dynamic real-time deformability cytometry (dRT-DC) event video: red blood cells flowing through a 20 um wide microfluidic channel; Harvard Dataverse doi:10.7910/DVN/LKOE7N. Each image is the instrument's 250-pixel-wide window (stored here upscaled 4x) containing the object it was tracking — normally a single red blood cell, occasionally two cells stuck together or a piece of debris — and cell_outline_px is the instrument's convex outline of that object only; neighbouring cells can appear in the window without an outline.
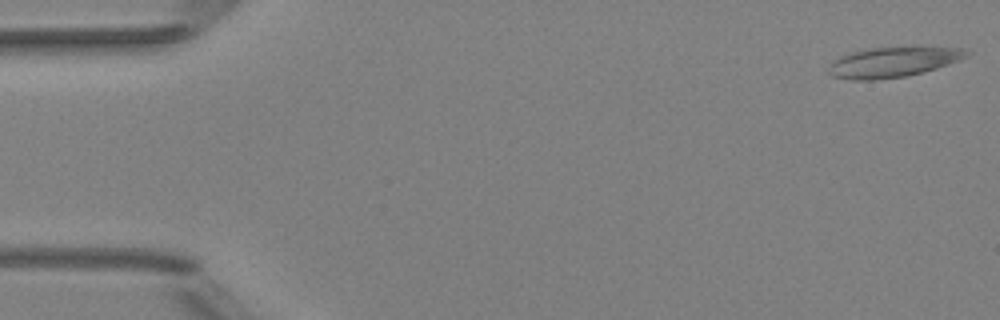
{"species": "Egyptian fruit bat (a non-hibernating species)", "species_latin": "Rousettus aegyptiacus", "temperature_condition": "room temperature", "stored_images_in_passage": 51, "camera_frame_rate_fps": 3000, "um_per_image_px": 0.085, "animal": {"sex": "female"}, "frame": {"image": 1, "passage_image": 1, "time_ms": 0.0, "image_size_px": [1000, 320], "cell_outline_px": [[972, 52], [968, 56], [936, 68], [908, 76], [876, 80], [852, 80], [832, 76], [828, 72], [828, 68], [832, 60], [840, 56], [852, 52], [872, 48], [964, 48]], "centroid_in_image_um": [75.85, 5.3], "position_along_channel_um": 9.2, "area_um2": 23.87}}
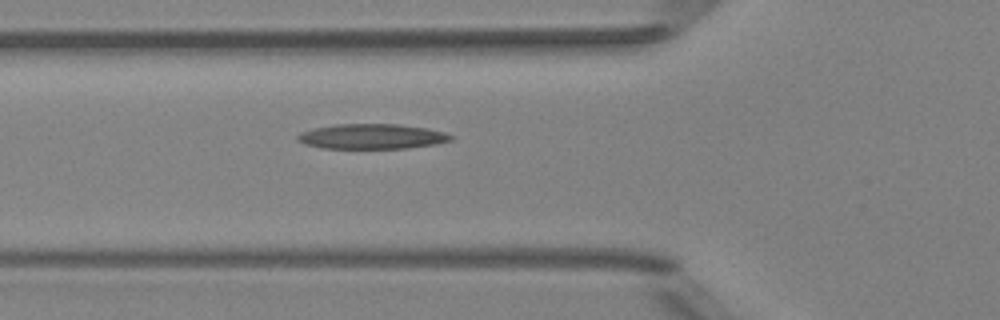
{"frame": {"image": 2, "passage_image": 18, "time_ms": 5.667, "image_size_px": [1000, 320], "cell_outline_px": [[456, 136], [452, 140], [436, 144], [404, 148], [320, 148], [304, 144], [296, 140], [296, 136], [300, 132], [316, 128], [336, 124], [400, 124], [424, 128], [444, 132]], "centroid_in_image_um": [31.6, 11.6], "position_along_channel_um": 94.2, "area_um2": 22.37}}
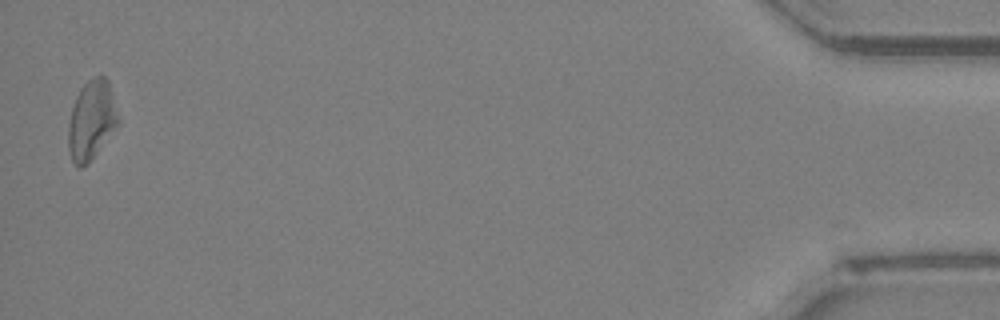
{"frame": {"image": 3, "passage_image": 50, "time_ms": 16.333, "image_size_px": [1000, 320], "cell_outline_px": [[120, 124], [88, 164], [80, 168], [72, 160], [68, 148], [68, 124], [72, 108], [76, 96], [80, 88], [92, 76], [104, 76], [108, 80], [120, 120]], "centroid_in_image_um": [7.79, 10.21], "position_along_channel_um": 427.4, "area_um2": 23.24}, "authors_computed_cell_mechanics": {"area_um2": 22.7154, "velocity_mm_per_s": 4.0027, "shape_relaxation_time_tau1_ms": 6.4409, "shape_relaxation_time_tau2_ms": null, "deformation_change_tau1": 0.1665, "deformation_change_tau2": null}}